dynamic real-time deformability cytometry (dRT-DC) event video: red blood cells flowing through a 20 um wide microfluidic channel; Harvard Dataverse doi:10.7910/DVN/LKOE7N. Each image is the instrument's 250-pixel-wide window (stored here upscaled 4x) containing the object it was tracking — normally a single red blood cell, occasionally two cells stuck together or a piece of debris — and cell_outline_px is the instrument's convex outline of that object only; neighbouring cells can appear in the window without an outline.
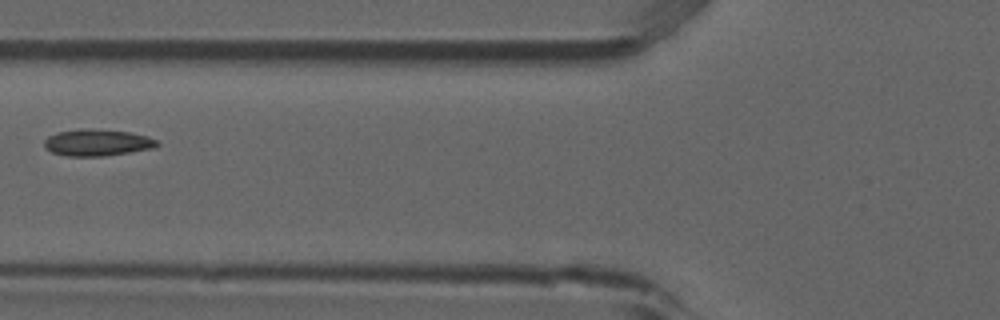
{"species": "common noctule bat (a hibernating species)", "species_latin": "Nyctalus noctula", "temperature_condition": "room temperature", "stored_images_in_passage": 6, "camera_frame_rate_fps": 3000, "um_per_image_px": 0.085, "animal": {"sex": "male", "forearm_length_mm": 52.5}, "frame": {"image": 1, "passage_image": 6, "time_ms": 1.667, "image_size_px": [1000, 320], "cell_outline_px": [[160, 144], [156, 148], [104, 156], [68, 156], [52, 152], [44, 148], [44, 140], [48, 136], [56, 132], [80, 128], [92, 128], [128, 132], [148, 136], [156, 140]], "centroid_in_image_um": [8.26, 12.11], "position_along_channel_um": 117.5, "area_um2": 17.74}}